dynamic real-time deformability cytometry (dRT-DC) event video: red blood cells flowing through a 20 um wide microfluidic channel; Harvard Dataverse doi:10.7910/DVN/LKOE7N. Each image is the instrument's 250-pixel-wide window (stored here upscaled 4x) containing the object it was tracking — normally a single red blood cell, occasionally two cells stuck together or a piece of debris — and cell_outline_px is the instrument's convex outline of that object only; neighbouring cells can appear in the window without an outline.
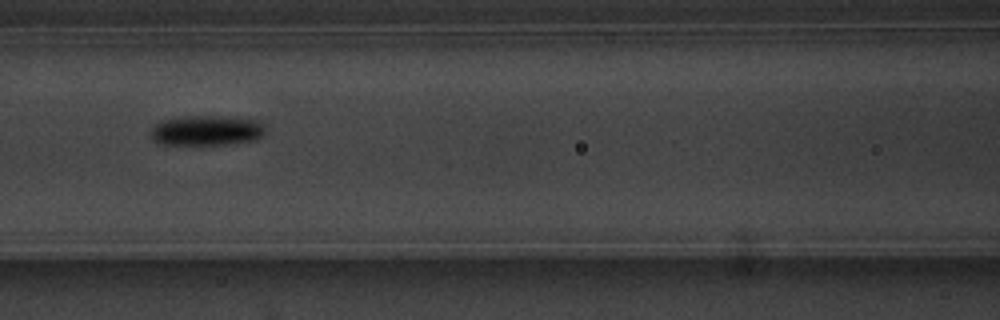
{"species": "common noctule bat (a hibernating species)", "species_latin": "Nyctalus noctula", "temperature_condition": "warm", "stored_images_in_passage": 16, "camera_frame_rate_fps": 3000, "um_per_image_px": 0.085, "animal": {"sex": "male", "body_mass_g": 20.1, "forearm_length_mm": 53.5}, "frame": {"image": 1, "passage_image": 7, "time_ms": 7.667, "image_size_px": [1000, 320], "cell_outline_px": [[264, 132], [256, 140], [228, 144], [164, 144], [152, 140], [152, 128], [156, 124], [164, 120], [192, 116], [220, 116], [256, 120], [264, 124]], "centroid_in_image_um": [17.59, 11.09], "position_along_channel_um": 149.0, "area_um2": 19.71}, "authors_computed_cell_mechanics": {"area_um2": 19.652, "velocity_mm_per_s": 3.5988, "shape_relaxation_time_tau1_ms": 4.04, "shape_relaxation_time_tau2_ms": null, "deformation_change_tau1": 0.1486, "deformation_change_tau2": null}}